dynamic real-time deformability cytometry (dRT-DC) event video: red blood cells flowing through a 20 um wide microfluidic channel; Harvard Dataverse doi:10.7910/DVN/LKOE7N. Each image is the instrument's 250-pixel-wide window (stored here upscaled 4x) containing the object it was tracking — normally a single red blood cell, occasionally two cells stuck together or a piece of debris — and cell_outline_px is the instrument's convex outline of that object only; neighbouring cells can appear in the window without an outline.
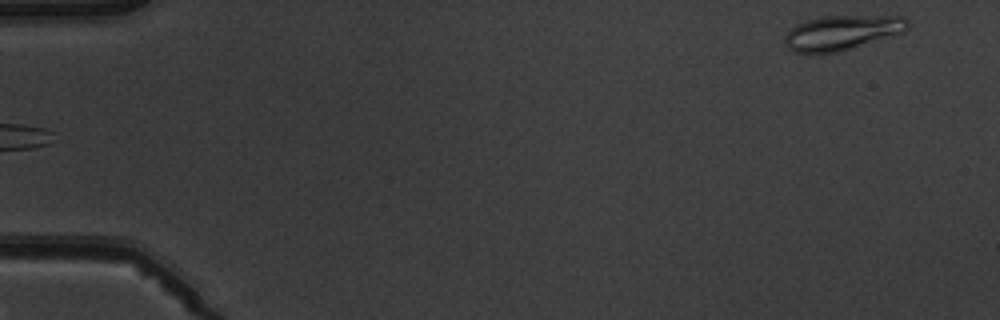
{"species": "common noctule bat (a hibernating species)", "species_latin": "Nyctalus noctula", "temperature_condition": "warm", "stored_images_in_passage": 5, "camera_frame_rate_fps": 3000, "um_per_image_px": 0.085, "animal": {"sex": "male", "body_mass_g": 19.5, "forearm_length_mm": 54.6}, "frame": {"image": 1, "passage_image": 5, "time_ms": 5.333, "image_size_px": [1000, 320], "cell_outline_px": [[908, 28], [904, 32], [836, 52], [812, 56], [796, 52], [788, 48], [784, 44], [784, 36], [796, 24], [808, 20], [824, 16], [904, 16], [908, 20]], "centroid_in_image_um": [71.51, 2.79], "position_along_channel_um": 13.5, "area_um2": 24.97}}